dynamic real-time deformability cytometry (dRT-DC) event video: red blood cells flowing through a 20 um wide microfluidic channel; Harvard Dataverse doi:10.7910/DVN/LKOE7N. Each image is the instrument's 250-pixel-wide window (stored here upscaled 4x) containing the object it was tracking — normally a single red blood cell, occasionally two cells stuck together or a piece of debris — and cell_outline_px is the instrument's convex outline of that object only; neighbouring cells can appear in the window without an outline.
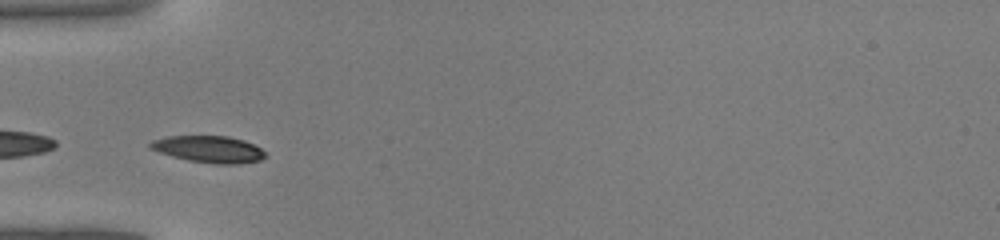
{"species": "common noctule bat (a hibernating species)", "species_latin": "Nyctalus noctula", "temperature_condition": "warm", "stored_images_in_passage": 26, "camera_frame_rate_fps": 3000, "um_per_image_px": 0.085, "animal": {"sex": "male", "body_mass_g": 19.0, "forearm_length_mm": 50.8}, "frame": {"image": 1, "passage_image": 6, "time_ms": 1.667, "image_size_px": [1000, 240], "cell_outline_px": [[268, 156], [260, 160], [240, 164], [216, 164], [188, 160], [172, 156], [148, 148], [148, 144], [152, 140], [168, 136], [228, 136], [244, 140], [260, 148]], "centroid_in_image_um": [17.75, 12.68], "position_along_channel_um": 67.2, "area_um2": 17.98}}
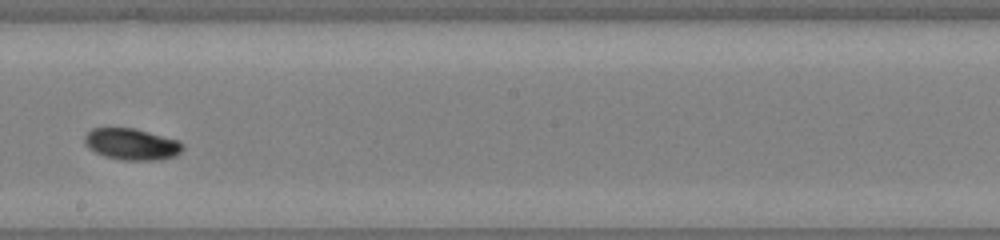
{"frame": {"image": 2, "passage_image": 17, "time_ms": 5.333, "image_size_px": [1000, 240], "cell_outline_px": [[184, 148], [176, 156], [160, 160], [120, 160], [104, 156], [88, 148], [84, 144], [84, 136], [92, 128], [132, 128], [180, 140], [184, 144]], "centroid_in_image_um": [11.21, 12.26], "position_along_channel_um": 237.0, "area_um2": 18.15}}
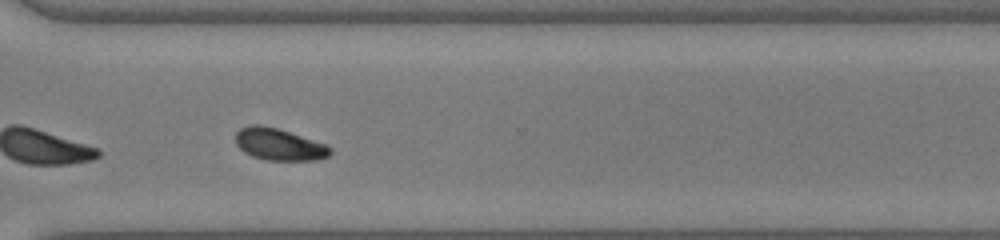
{"frame": {"image": 3, "passage_image": 24, "time_ms": 7.667, "image_size_px": [1000, 240], "cell_outline_px": [[332, 152], [328, 156], [316, 160], [268, 160], [252, 156], [244, 152], [236, 144], [236, 132], [240, 128], [252, 124], [260, 124], [276, 128], [328, 144], [332, 148]], "centroid_in_image_um": [23.74, 12.27], "position_along_channel_um": 346.9, "area_um2": 17.63}}